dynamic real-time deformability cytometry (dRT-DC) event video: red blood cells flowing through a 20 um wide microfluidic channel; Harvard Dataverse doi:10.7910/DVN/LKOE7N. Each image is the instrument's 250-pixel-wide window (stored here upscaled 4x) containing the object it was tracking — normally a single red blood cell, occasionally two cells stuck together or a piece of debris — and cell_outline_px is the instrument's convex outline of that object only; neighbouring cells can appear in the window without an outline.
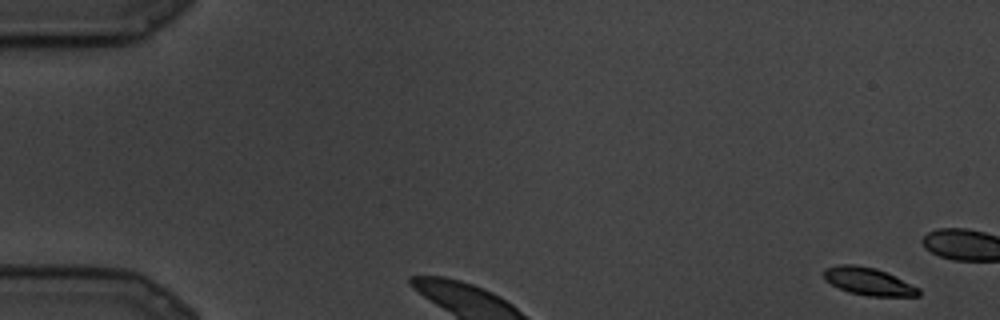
{"species": "common noctule bat (a hibernating species)", "species_latin": "Nyctalus noctula", "temperature_condition": "cold", "stored_images_in_passage": 8, "camera_frame_rate_fps": 3000, "um_per_image_px": 0.085, "animal": {"sex": "male", "body_mass_g": 19.5, "forearm_length_mm": 54.6}, "frame": {"image": 1, "passage_image": 1, "time_ms": 0.0, "image_size_px": [1000, 320], "cell_outline_px": [[920, 296], [868, 296], [848, 292], [824, 280], [824, 268], [840, 264], [856, 264], [876, 268], [920, 288]], "centroid_in_image_um": [73.8, 23.91], "position_along_channel_um": 11.2, "area_um2": 15.2}}